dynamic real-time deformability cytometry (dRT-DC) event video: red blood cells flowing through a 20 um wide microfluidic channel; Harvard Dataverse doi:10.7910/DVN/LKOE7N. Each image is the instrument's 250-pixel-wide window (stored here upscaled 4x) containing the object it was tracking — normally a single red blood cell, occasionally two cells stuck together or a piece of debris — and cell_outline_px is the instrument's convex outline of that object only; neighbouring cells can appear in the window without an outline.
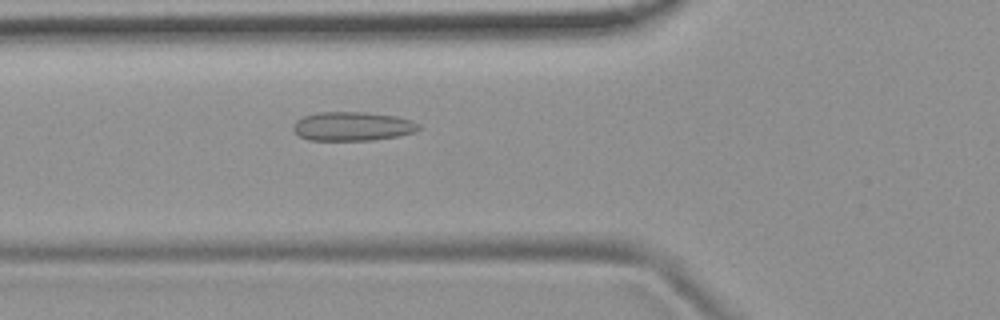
{"species": "common noctule bat (a hibernating species)", "species_latin": "Nyctalus noctula", "temperature_condition": "room temperature", "stored_images_in_passage": 42, "camera_frame_rate_fps": 3000, "um_per_image_px": 0.085, "animal": {"sex": "female", "body_mass_g": 19.9}, "frame": {"image": 1, "passage_image": 7, "time_ms": 2.0, "image_size_px": [1000, 320], "cell_outline_px": [[420, 128], [416, 132], [396, 136], [372, 140], [308, 140], [300, 136], [292, 128], [292, 124], [296, 120], [304, 116], [320, 112], [368, 112], [396, 116], [412, 120], [420, 124]], "centroid_in_image_um": [29.97, 10.73], "position_along_channel_um": 95.8, "area_um2": 21.27}}
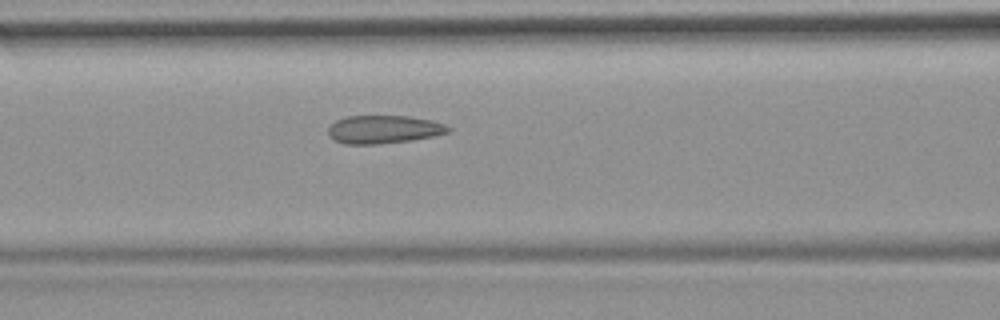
{"frame": {"image": 2, "passage_image": 10, "time_ms": 3.0, "image_size_px": [1000, 320], "cell_outline_px": [[452, 128], [448, 132], [432, 136], [412, 140], [376, 144], [344, 144], [328, 136], [328, 128], [336, 120], [348, 116], [408, 116], [432, 120], [444, 124]], "centroid_in_image_um": [32.61, 11.0], "position_along_channel_um": 134.0, "area_um2": 19.59}}
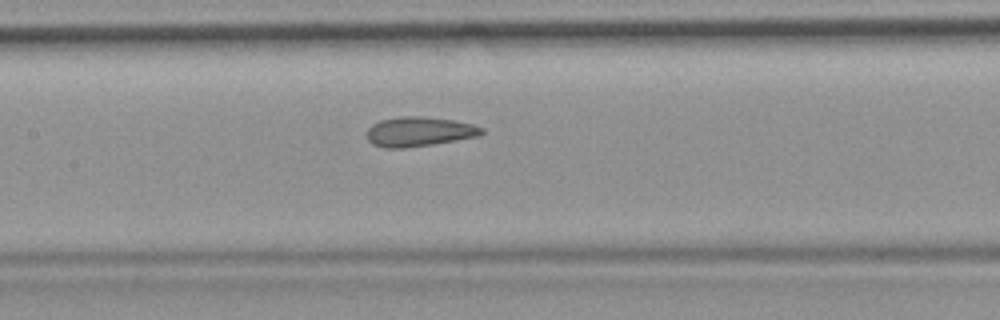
{"frame": {"image": 3, "passage_image": 13, "time_ms": 4.0, "image_size_px": [1000, 320], "cell_outline_px": [[484, 132], [480, 136], [432, 144], [404, 148], [384, 148], [372, 144], [368, 140], [368, 128], [372, 124], [380, 120], [400, 116], [424, 116], [452, 120], [472, 124], [484, 128]], "centroid_in_image_um": [35.62, 11.18], "position_along_channel_um": 171.8, "area_um2": 19.83}}